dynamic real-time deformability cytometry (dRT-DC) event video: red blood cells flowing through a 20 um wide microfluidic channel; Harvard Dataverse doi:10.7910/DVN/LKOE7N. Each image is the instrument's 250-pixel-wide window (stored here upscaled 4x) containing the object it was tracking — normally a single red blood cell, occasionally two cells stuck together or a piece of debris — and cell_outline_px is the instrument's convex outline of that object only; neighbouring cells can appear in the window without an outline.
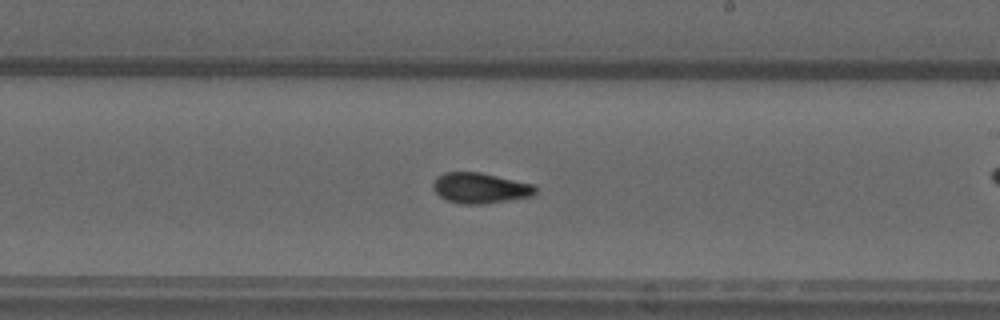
{"species": "common noctule bat (a hibernating species)", "species_latin": "Nyctalus noctula", "temperature_condition": "warm", "stored_images_in_passage": 52, "camera_frame_rate_fps": 3000, "um_per_image_px": 0.085, "animal": {"sex": "male", "forearm_length_mm": 52.5}, "frame": {"image": 1, "passage_image": 30, "time_ms": 9.667, "image_size_px": [1000, 320], "cell_outline_px": [[536, 196], [484, 204], [460, 204], [448, 200], [440, 196], [432, 188], [432, 184], [436, 176], [444, 172], [480, 172], [532, 184], [536, 188]], "centroid_in_image_um": [40.81, 15.99], "position_along_channel_um": 248.2, "area_um2": 18.32}}
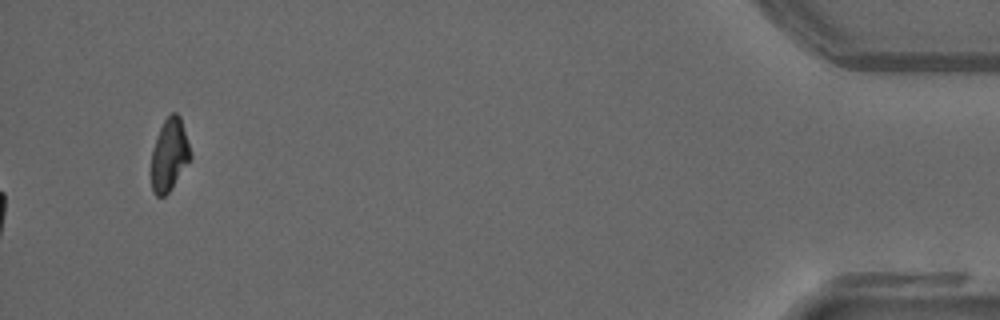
{"frame": {"image": 2, "passage_image": 52, "time_ms": 17.0, "image_size_px": [1000, 320], "cell_outline_px": [[192, 156], [172, 188], [164, 196], [156, 196], [152, 192], [152, 148], [156, 136], [164, 120], [172, 112], [176, 112], [180, 116]], "centroid_in_image_um": [14.39, 13.16], "position_along_channel_um": 420.8, "area_um2": 16.36}, "authors_computed_cell_mechanics": {"area_um2": 17.4845, "velocity_mm_per_s": 4.0794, "shape_relaxation_time_tau1_ms": 11.0386, "shape_relaxation_time_tau2_ms": 1.6801, "deformation_change_tau1": 0.2655, "deformation_change_tau2": 0.0614}}